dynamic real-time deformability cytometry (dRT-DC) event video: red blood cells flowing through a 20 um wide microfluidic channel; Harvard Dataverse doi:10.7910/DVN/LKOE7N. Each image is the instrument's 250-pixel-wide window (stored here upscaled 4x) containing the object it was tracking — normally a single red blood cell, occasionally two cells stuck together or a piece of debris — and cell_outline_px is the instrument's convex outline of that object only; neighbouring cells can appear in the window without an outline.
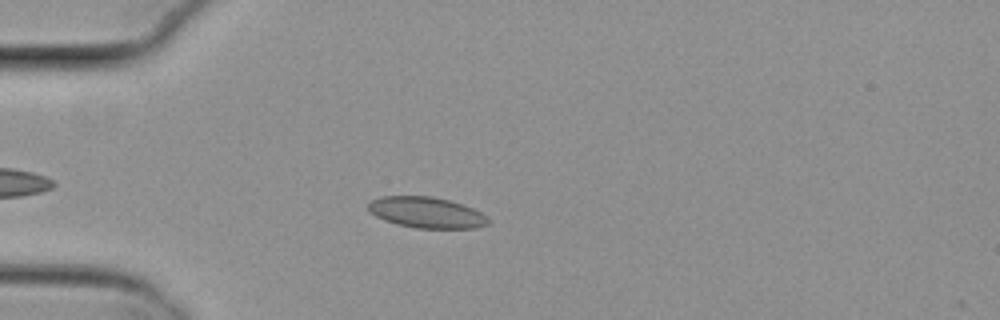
{"species": "common noctule bat (a hibernating species)", "species_latin": "Nyctalus noctula", "temperature_condition": "cold", "stored_images_in_passage": 9, "camera_frame_rate_fps": 3000, "um_per_image_px": 0.085, "animal": {"sex": "female", "body_mass_g": 29.2, "forearm_length_mm": 56.3}, "frame": {"image": 1, "passage_image": 8, "time_ms": 2.333, "image_size_px": [1000, 320], "cell_outline_px": [[488, 224], [476, 228], [416, 228], [396, 224], [384, 220], [376, 216], [368, 208], [368, 200], [380, 196], [432, 196], [448, 200], [472, 208], [480, 212], [488, 220]], "centroid_in_image_um": [36.19, 18.06], "position_along_channel_um": 48.8, "area_um2": 21.5}}